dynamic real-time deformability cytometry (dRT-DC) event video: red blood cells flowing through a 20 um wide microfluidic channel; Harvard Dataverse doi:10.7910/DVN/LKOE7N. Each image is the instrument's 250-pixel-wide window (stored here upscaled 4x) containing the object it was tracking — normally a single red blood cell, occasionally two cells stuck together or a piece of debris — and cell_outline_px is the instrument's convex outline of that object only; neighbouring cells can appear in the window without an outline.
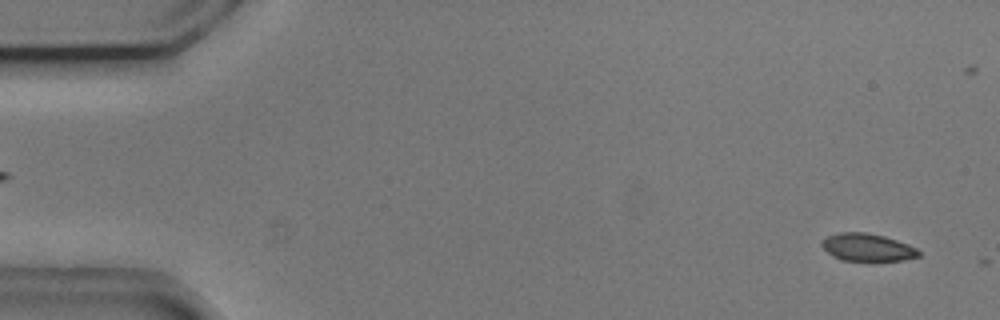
{"species": "common noctule bat (a hibernating species)", "species_latin": "Nyctalus noctula", "temperature_condition": "cold", "stored_images_in_passage": 8, "camera_frame_rate_fps": 3000, "um_per_image_px": 0.085, "animal": {"sex": "male", "body_mass_g": 20.5, "forearm_length_mm": 52.5}, "frame": {"image": 1, "passage_image": 2, "time_ms": 0.333, "image_size_px": [1000, 320], "cell_outline_px": [[920, 256], [900, 260], [840, 260], [832, 256], [820, 244], [828, 236], [840, 232], [864, 232], [884, 236], [908, 244], [916, 248], [920, 252]], "centroid_in_image_um": [73.72, 21.02], "position_along_channel_um": 11.3, "area_um2": 15.32}}